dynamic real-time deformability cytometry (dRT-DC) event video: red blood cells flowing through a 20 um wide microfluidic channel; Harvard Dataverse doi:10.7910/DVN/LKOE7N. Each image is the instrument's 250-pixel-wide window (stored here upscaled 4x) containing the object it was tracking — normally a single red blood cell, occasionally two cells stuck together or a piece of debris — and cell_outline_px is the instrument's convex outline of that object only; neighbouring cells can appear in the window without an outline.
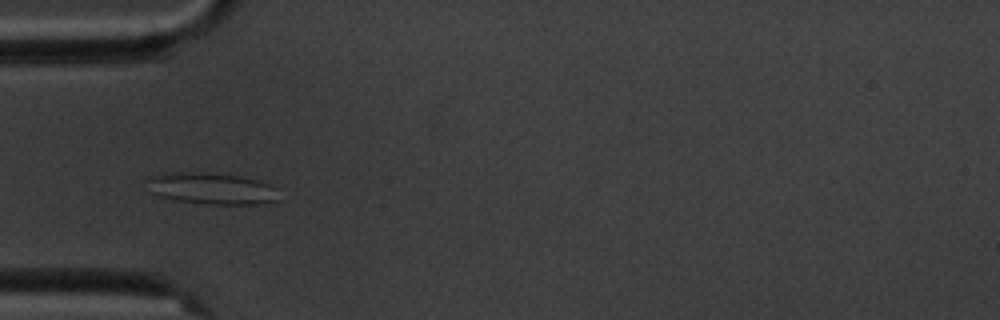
{"species": "common noctule bat (a hibernating species)", "species_latin": "Nyctalus noctula", "temperature_condition": "cold", "stored_images_in_passage": 8, "camera_frame_rate_fps": 3000, "um_per_image_px": 0.085, "animal": {"sex": "male", "body_mass_g": 20.1, "forearm_length_mm": 53.5}, "frame": {"image": 1, "passage_image": 5, "time_ms": 5.667, "image_size_px": [1000, 320], "cell_outline_px": [[280, 200], [264, 204], [208, 204], [172, 200], [156, 196], [148, 192], [148, 176], [172, 172], [184, 172], [240, 176], [256, 180], [268, 184], [276, 188]], "centroid_in_image_um": [17.96, 16.05], "position_along_channel_um": 67.0, "area_um2": 24.33}}
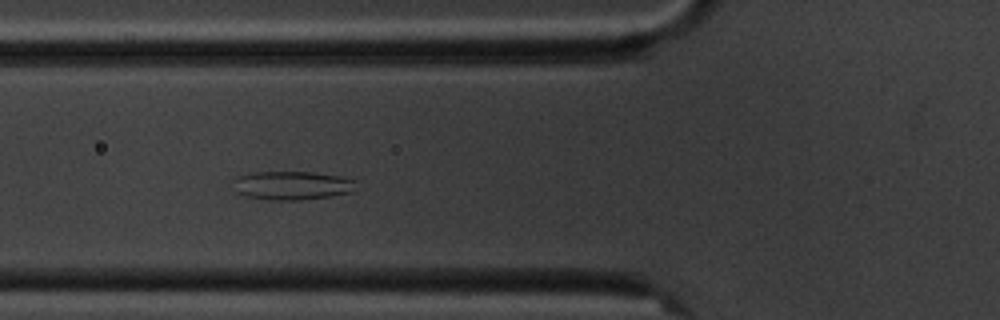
{"frame": {"image": 2, "passage_image": 6, "time_ms": 6.667, "image_size_px": [1000, 320], "cell_outline_px": [[356, 180], [352, 192], [328, 196], [300, 200], [268, 200], [244, 196], [236, 192], [232, 176], [248, 172], [312, 172], [340, 176]], "centroid_in_image_um": [24.74, 15.75], "position_along_channel_um": 101.1, "area_um2": 20.75}}